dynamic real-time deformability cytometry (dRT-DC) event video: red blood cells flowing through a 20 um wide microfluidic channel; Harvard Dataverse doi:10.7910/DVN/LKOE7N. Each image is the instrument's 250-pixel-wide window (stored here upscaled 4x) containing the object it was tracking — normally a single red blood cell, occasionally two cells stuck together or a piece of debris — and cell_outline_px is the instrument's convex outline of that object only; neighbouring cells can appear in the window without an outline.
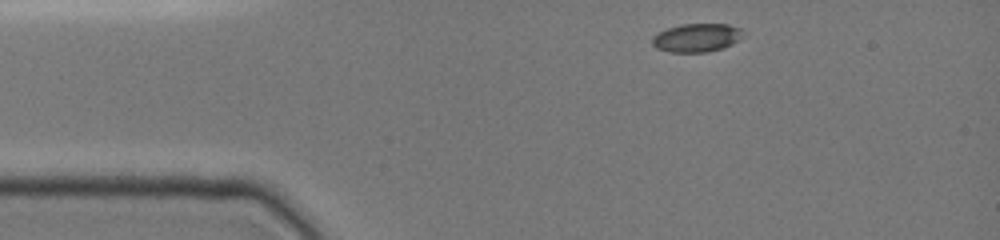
{"species": "common noctule bat (a hibernating species)", "species_latin": "Nyctalus noctula", "temperature_condition": "cold", "stored_images_in_passage": 26, "camera_frame_rate_fps": 3000, "um_per_image_px": 0.085, "animal": {"sex": "female", "body_mass_g": 19.0, "forearm_length_mm": 51.5}, "frame": {"image": 1, "passage_image": 1, "time_ms": 0.0, "image_size_px": [1000, 240], "cell_outline_px": [[740, 40], [724, 48], [708, 52], [668, 52], [656, 48], [652, 44], [652, 36], [668, 28], [680, 24], [728, 24], [740, 28]], "centroid_in_image_um": [59.19, 3.22], "position_along_channel_um": 25.8, "area_um2": 15.03}}
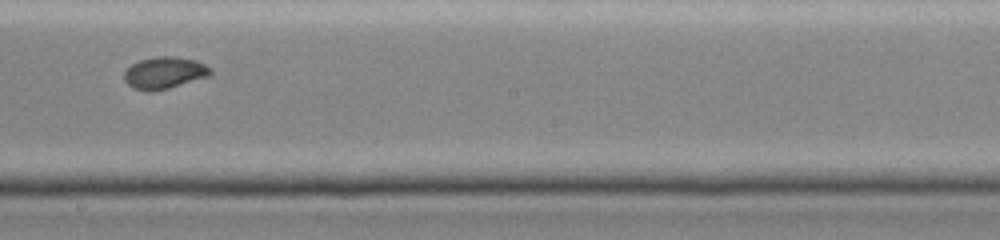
{"frame": {"image": 2, "passage_image": 15, "time_ms": 6.667, "image_size_px": [1000, 240], "cell_outline_px": [[212, 72], [208, 76], [168, 88], [148, 92], [132, 88], [124, 80], [124, 72], [132, 64], [140, 60], [156, 56], [172, 56], [196, 60], [212, 68]], "centroid_in_image_um": [13.96, 6.18], "position_along_channel_um": 234.2, "area_um2": 15.95}}
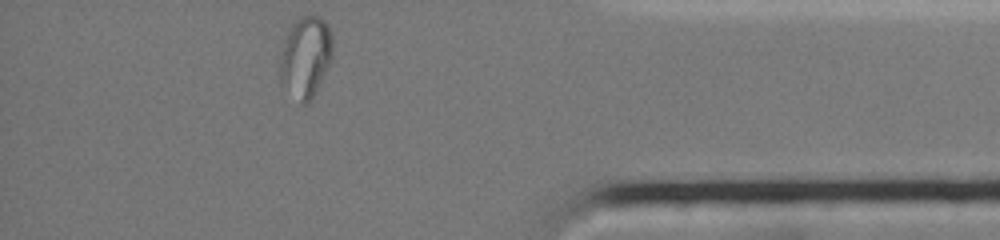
{"frame": {"image": 3, "passage_image": 26, "time_ms": 11.667, "image_size_px": [1000, 240], "cell_outline_px": [[332, 60], [312, 100], [308, 104], [304, 104], [280, 84], [280, 60], [284, 36], [288, 28], [300, 16], [320, 16], [328, 24], [332, 36]], "centroid_in_image_um": [25.98, 4.83], "position_along_channel_um": 409.2, "area_um2": 25.26}}